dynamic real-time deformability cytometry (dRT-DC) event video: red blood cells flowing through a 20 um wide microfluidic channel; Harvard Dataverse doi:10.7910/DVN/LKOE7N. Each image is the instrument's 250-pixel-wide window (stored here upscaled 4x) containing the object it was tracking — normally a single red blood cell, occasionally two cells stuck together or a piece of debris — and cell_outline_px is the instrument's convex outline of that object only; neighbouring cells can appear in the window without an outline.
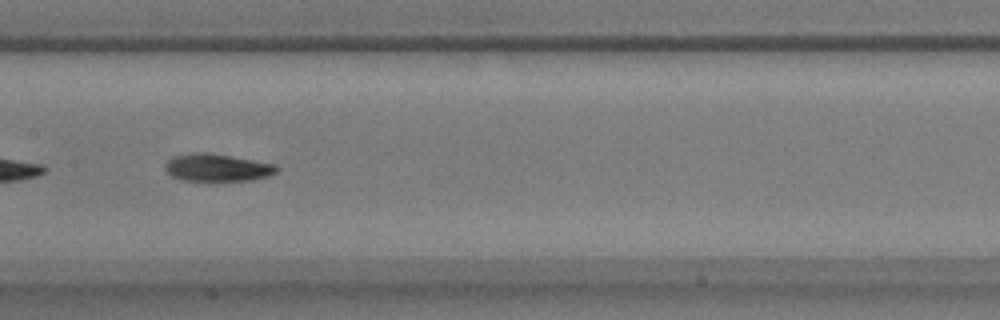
{"species": "common noctule bat (a hibernating species)", "species_latin": "Nyctalus noctula", "temperature_condition": "warm", "stored_images_in_passage": 20, "camera_frame_rate_fps": 3000, "um_per_image_px": 0.085, "animal": {"sex": "male", "body_mass_g": 17.9}, "frame": {"image": 1, "passage_image": 15, "time_ms": 4.667, "image_size_px": [1000, 320], "cell_outline_px": [[280, 168], [276, 172], [268, 176], [252, 180], [212, 184], [180, 180], [172, 176], [164, 168], [164, 164], [172, 156], [200, 152], [204, 152], [276, 164]], "centroid_in_image_um": [18.44, 14.31], "position_along_channel_um": 189.0, "area_um2": 18.67}}